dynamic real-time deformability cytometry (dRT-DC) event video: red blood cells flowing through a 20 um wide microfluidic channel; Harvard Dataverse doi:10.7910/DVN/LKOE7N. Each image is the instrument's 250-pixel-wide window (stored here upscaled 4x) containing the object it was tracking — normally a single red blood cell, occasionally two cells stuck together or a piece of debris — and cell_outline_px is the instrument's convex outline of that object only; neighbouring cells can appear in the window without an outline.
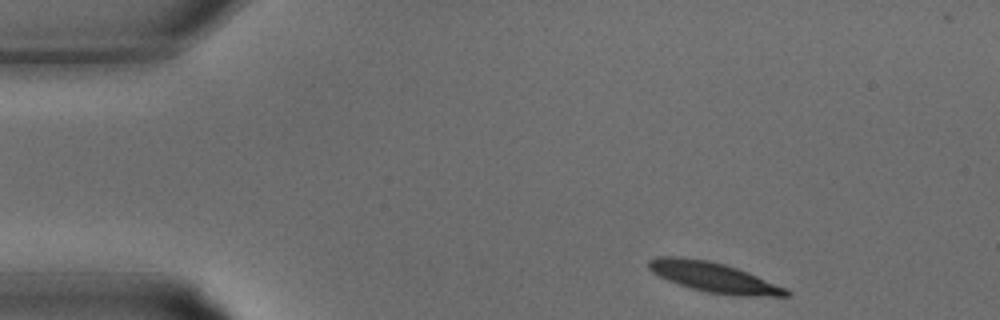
{"species": "common noctule bat (a hibernating species)", "species_latin": "Nyctalus noctula", "temperature_condition": "warm", "stored_images_in_passage": 28, "camera_frame_rate_fps": 3000, "um_per_image_px": 0.085, "animal": {"sex": "male", "body_mass_g": 15.6}, "frame": {"image": 1, "passage_image": 1, "time_ms": 0.0, "image_size_px": [1000, 320], "cell_outline_px": [[792, 296], [736, 296], [704, 292], [668, 280], [652, 272], [648, 268], [648, 260], [656, 256], [680, 256], [708, 260], [724, 264], [748, 272], [784, 288], [792, 292]], "centroid_in_image_um": [60.64, 23.56], "position_along_channel_um": 24.4, "area_um2": 23.99}}
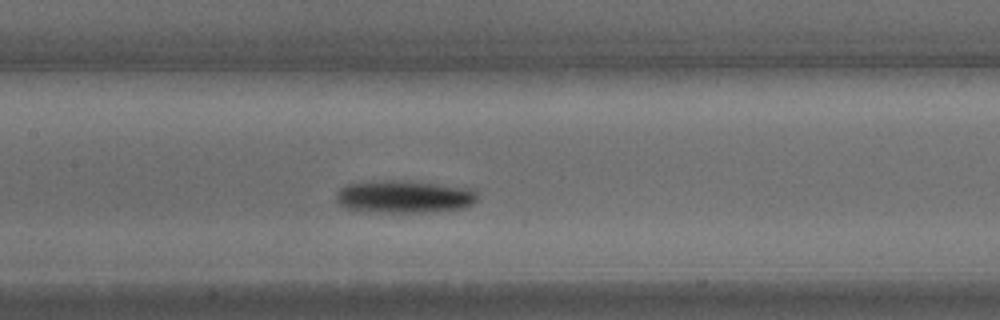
{"frame": {"image": 2, "passage_image": 12, "time_ms": 3.667, "image_size_px": [1000, 320], "cell_outline_px": [[476, 200], [472, 204], [464, 208], [440, 212], [368, 212], [344, 208], [336, 200], [336, 196], [340, 188], [344, 184], [368, 180], [400, 180], [476, 188]], "centroid_in_image_um": [34.34, 16.71], "position_along_channel_um": 173.1, "area_um2": 27.51}}
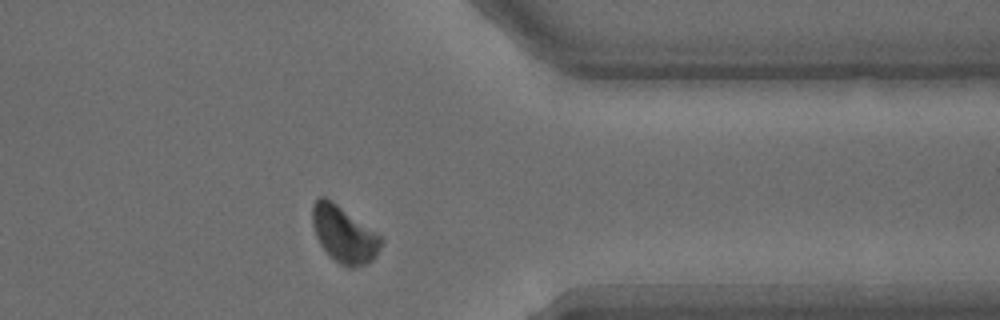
{"frame": {"image": 3, "passage_image": 23, "time_ms": 7.333, "image_size_px": [1000, 320], "cell_outline_px": [[384, 240], [376, 256], [372, 260], [364, 264], [352, 268], [348, 268], [340, 264], [320, 244], [316, 236], [312, 224], [312, 204], [320, 196], [324, 196], [332, 200], [376, 232]], "centroid_in_image_um": [29.24, 19.9], "position_along_channel_um": 382.2, "area_um2": 22.43}}